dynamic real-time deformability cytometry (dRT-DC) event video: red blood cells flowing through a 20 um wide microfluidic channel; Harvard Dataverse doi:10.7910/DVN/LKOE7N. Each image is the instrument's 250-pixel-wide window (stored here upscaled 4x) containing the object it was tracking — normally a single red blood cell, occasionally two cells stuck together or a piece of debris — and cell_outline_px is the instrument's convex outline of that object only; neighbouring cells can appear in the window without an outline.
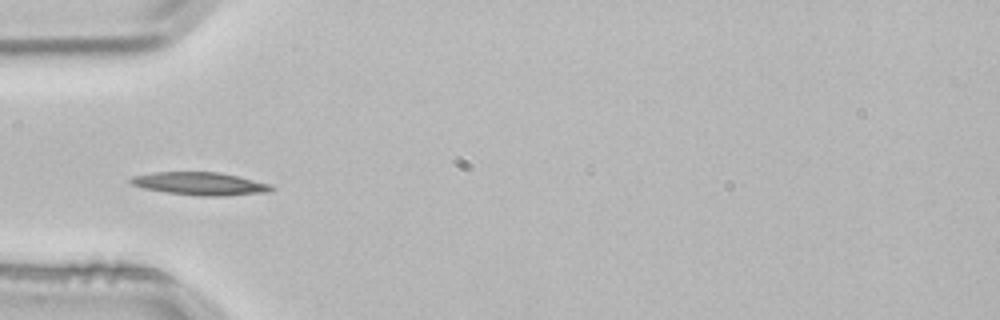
{"species": "common noctule bat (a hibernating species)", "species_latin": "Nyctalus noctula", "temperature_condition": "room temperature", "stored_images_in_passage": 3, "camera_frame_rate_fps": 3000, "um_per_image_px": 0.085, "animal": {"sex": "male", "body_mass_g": 21.5, "forearm_length_mm": 52.0}, "frame": {"image": 1, "passage_image": 3, "time_ms": 0.667, "image_size_px": [1000, 320], "cell_outline_px": [[276, 188], [272, 192], [224, 196], [200, 196], [164, 192], [144, 188], [132, 184], [128, 180], [132, 176], [156, 172], [220, 172], [268, 184]], "centroid_in_image_um": [17.01, 15.62], "position_along_channel_um": 68.0, "area_um2": 18.73}}